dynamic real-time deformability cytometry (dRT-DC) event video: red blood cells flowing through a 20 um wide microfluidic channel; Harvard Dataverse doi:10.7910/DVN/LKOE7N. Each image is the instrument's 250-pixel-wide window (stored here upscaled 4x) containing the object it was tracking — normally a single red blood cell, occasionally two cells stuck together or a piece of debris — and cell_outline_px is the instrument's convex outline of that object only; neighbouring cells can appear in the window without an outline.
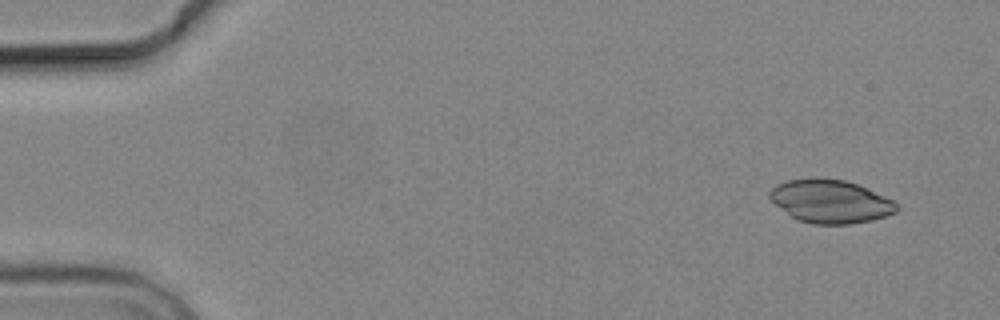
{"species": "common noctule bat (a hibernating species)", "species_latin": "Nyctalus noctula", "temperature_condition": "cold", "stored_images_in_passage": 5, "camera_frame_rate_fps": 3000, "um_per_image_px": 0.085, "animal": {"sex": "male", "body_mass_g": 19.2, "forearm_length_mm": 51.8}, "frame": {"image": 1, "passage_image": 1, "time_ms": 0.0, "image_size_px": [1000, 320], "cell_outline_px": [[900, 208], [896, 212], [872, 220], [848, 224], [812, 224], [796, 220], [776, 204], [768, 196], [768, 192], [776, 184], [788, 180], [844, 180], [856, 184], [884, 196], [892, 200]], "centroid_in_image_um": [70.58, 17.15], "position_along_channel_um": 14.4, "area_um2": 31.21}}